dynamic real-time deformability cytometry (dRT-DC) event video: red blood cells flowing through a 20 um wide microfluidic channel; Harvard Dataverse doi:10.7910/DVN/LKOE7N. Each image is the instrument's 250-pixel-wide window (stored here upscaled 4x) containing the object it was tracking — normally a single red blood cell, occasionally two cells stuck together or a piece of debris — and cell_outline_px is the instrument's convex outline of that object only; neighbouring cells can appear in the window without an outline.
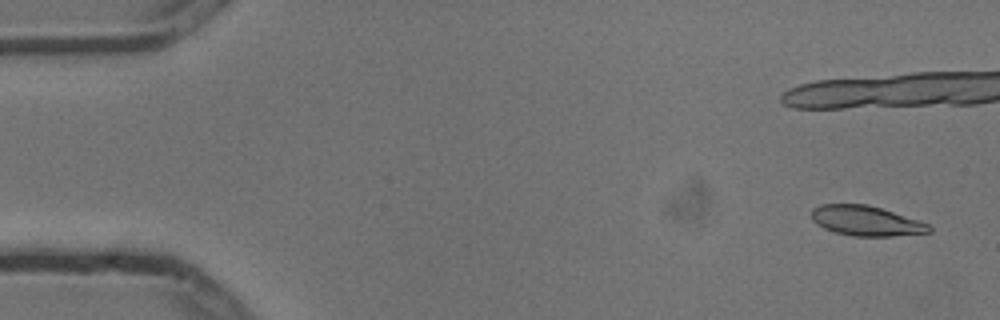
{"species": "common noctule bat (a hibernating species)", "species_latin": "Nyctalus noctula", "temperature_condition": "cold", "stored_images_in_passage": 5, "camera_frame_rate_fps": 3000, "um_per_image_px": 0.085, "animal": {"sex": "male", "body_mass_g": 13.3}, "frame": {"image": 1, "passage_image": 1, "time_ms": 0.0, "image_size_px": [1000, 320], "cell_outline_px": [[932, 232], [892, 236], [852, 236], [836, 232], [824, 228], [816, 224], [812, 220], [812, 208], [820, 204], [868, 204], [920, 220], [928, 224], [932, 228]], "centroid_in_image_um": [73.62, 18.76], "position_along_channel_um": 11.4, "area_um2": 20.63}}